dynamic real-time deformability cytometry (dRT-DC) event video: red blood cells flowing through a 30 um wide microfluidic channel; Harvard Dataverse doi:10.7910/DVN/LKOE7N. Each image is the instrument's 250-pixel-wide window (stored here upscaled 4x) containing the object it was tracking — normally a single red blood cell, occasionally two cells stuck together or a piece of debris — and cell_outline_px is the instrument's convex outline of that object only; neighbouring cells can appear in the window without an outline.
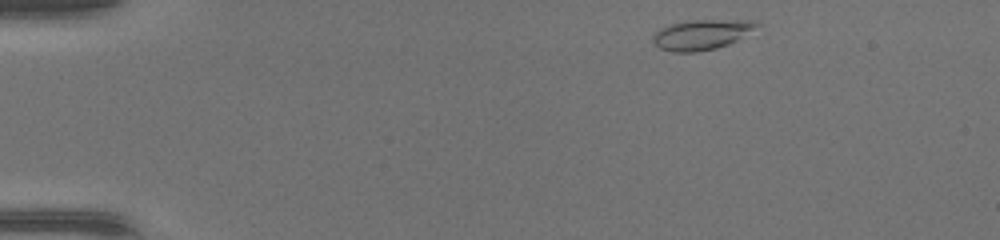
{"species": "common noctule bat (a hibernating species)", "species_latin": "Nyctalus noctula", "temperature_condition": "warm", "stored_images_in_passage": 42, "camera_frame_rate_fps": 3000, "um_per_image_px": 0.085, "animal": {"sex": "female", "body_mass_g": 17.0, "forearm_length_mm": 48.0}, "frame": {"image": 1, "passage_image": 1, "time_ms": 0.0, "image_size_px": [1000, 240], "cell_outline_px": [[760, 24], [736, 40], [728, 44], [716, 48], [696, 52], [672, 52], [660, 48], [652, 40], [652, 36], [660, 28], [668, 24], [688, 20], [752, 20]], "centroid_in_image_um": [59.57, 2.93], "position_along_channel_um": 25.4, "area_um2": 18.03}}
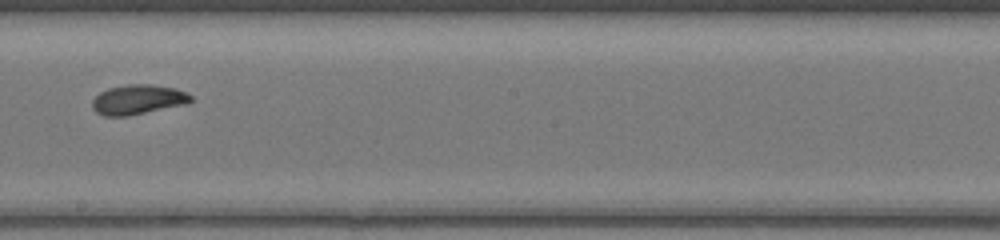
{"frame": {"image": 2, "passage_image": 22, "time_ms": 7.0, "image_size_px": [1000, 240], "cell_outline_px": [[192, 100], [184, 104], [128, 116], [104, 116], [96, 112], [92, 108], [92, 100], [100, 92], [108, 88], [128, 84], [152, 84], [176, 88], [192, 96]], "centroid_in_image_um": [11.69, 8.46], "position_along_channel_um": 236.5, "area_um2": 16.99}}
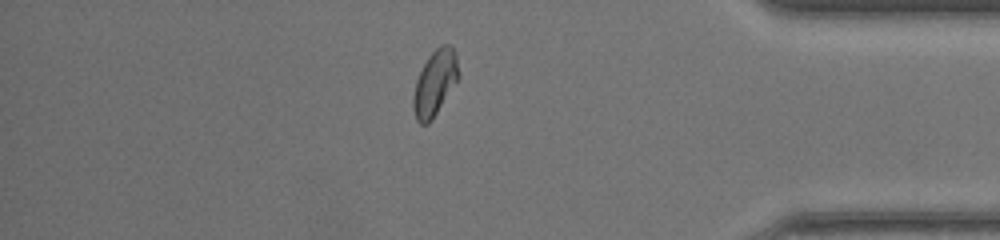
{"frame": {"image": 3, "passage_image": 35, "time_ms": 11.333, "image_size_px": [1000, 240], "cell_outline_px": [[460, 76], [432, 120], [428, 124], [420, 124], [416, 120], [412, 108], [412, 96], [416, 80], [428, 56], [440, 44], [452, 44], [456, 56]], "centroid_in_image_um": [36.95, 7.05], "position_along_channel_um": 398.2, "area_um2": 17.4}, "authors_computed_cell_mechanics": {"area_um2": 16.8776, "velocity_mm_per_s": 4.3547, "shape_relaxation_time_tau1_ms": 5.2198, "shape_relaxation_time_tau2_ms": 5.8209, "deformation_change_tau1": 0.1825, "deformation_change_tau2": 0.1121}}